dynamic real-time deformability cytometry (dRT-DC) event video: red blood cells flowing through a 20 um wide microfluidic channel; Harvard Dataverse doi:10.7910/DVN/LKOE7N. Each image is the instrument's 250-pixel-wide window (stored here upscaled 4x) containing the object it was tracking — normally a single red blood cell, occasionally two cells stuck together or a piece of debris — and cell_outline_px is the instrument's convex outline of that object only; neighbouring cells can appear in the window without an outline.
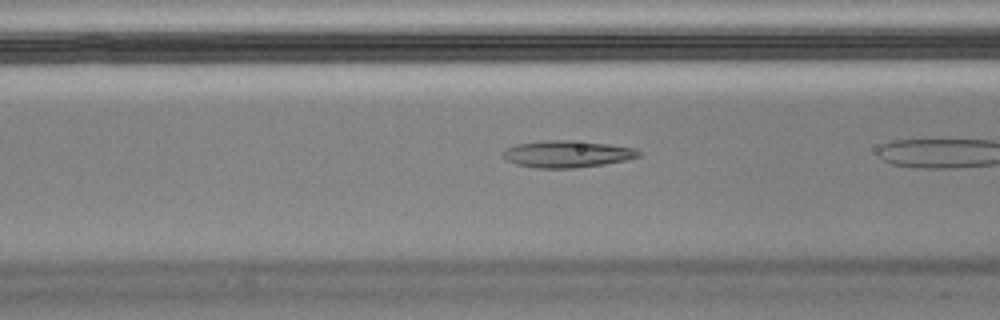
{"species": "Egyptian fruit bat (a non-hibernating species)", "species_latin": "Rousettus aegyptiacus", "temperature_condition": "cold", "stored_images_in_passage": 7, "camera_frame_rate_fps": 3000, "um_per_image_px": 0.085, "animal": {"sex": "male"}, "frame": {"image": 1, "passage_image": 6, "time_ms": 1.667, "image_size_px": [1000, 320], "cell_outline_px": [[640, 156], [628, 160], [604, 164], [572, 168], [536, 168], [516, 164], [508, 160], [504, 156], [504, 152], [508, 148], [516, 144], [548, 140], [572, 140], [608, 144], [632, 148], [640, 152]], "centroid_in_image_um": [48.23, 13.09], "position_along_channel_um": 118.4, "area_um2": 20.98}}